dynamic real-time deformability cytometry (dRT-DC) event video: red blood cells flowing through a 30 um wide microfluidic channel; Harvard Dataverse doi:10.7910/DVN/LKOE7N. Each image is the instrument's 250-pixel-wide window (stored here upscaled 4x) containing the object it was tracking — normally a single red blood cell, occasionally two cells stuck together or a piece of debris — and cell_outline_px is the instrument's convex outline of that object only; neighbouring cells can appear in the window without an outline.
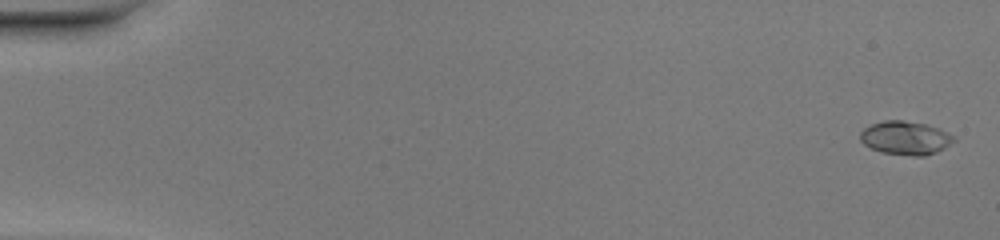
{"species": "common noctule bat (a hibernating species)", "species_latin": "Nyctalus noctula", "temperature_condition": "warm", "stored_images_in_passage": 52, "camera_frame_rate_fps": 3000, "um_per_image_px": 0.085, "animal": {"sex": "female", "body_mass_g": 20.0, "forearm_length_mm": 54.0}, "frame": {"image": 1, "passage_image": 2, "time_ms": 0.333, "image_size_px": [1000, 240], "cell_outline_px": [[956, 140], [944, 148], [936, 152], [924, 156], [912, 156], [880, 152], [864, 144], [860, 140], [860, 132], [864, 128], [872, 124], [884, 120], [904, 120], [924, 124], [940, 128], [956, 136]], "centroid_in_image_um": [76.98, 11.72], "position_along_channel_um": 8.0, "area_um2": 18.44}}
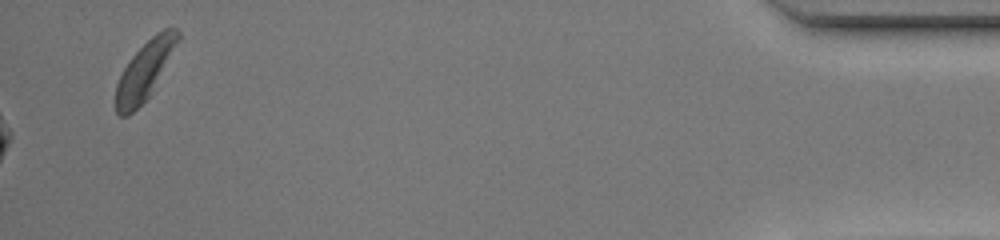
{"frame": {"image": 2, "passage_image": 52, "time_ms": 17.0, "image_size_px": [1000, 240], "cell_outline_px": [[180, 36], [152, 92], [128, 116], [120, 116], [116, 112], [116, 84], [124, 68], [132, 56], [156, 32], [164, 28], [176, 28], [180, 32]], "centroid_in_image_um": [12.28, 6.0], "position_along_channel_um": 422.9, "area_um2": 20.35}, "authors_computed_cell_mechanics": {"area_um2": 17.5134, "velocity_mm_per_s": 4.2029, "shape_relaxation_time_tau1_ms": 3.737, "shape_relaxation_time_tau2_ms": null, "deformation_change_tau1": 0.2242, "deformation_change_tau2": null}}